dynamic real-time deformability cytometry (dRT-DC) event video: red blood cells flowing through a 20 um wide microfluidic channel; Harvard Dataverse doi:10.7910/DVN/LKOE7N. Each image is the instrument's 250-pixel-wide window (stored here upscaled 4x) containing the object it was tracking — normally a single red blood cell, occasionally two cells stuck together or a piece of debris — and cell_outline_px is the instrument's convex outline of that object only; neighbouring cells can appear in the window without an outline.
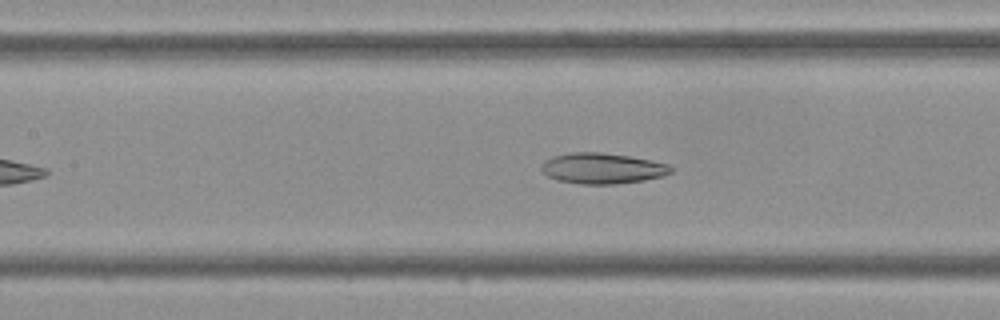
{"species": "Egyptian fruit bat (a non-hibernating species)", "species_latin": "Rousettus aegyptiacus", "temperature_condition": "cold", "stored_images_in_passage": 35, "camera_frame_rate_fps": 3000, "um_per_image_px": 0.085, "frame": {"image": 1, "passage_image": 13, "time_ms": 4.0, "image_size_px": [1000, 320], "cell_outline_px": [[672, 172], [664, 176], [644, 180], [616, 184], [580, 184], [556, 180], [548, 176], [540, 168], [540, 164], [544, 160], [552, 156], [572, 152], [600, 152], [628, 156], [652, 160], [668, 164], [672, 168]], "centroid_in_image_um": [51.18, 14.31], "position_along_channel_um": 156.2, "area_um2": 23.35}}
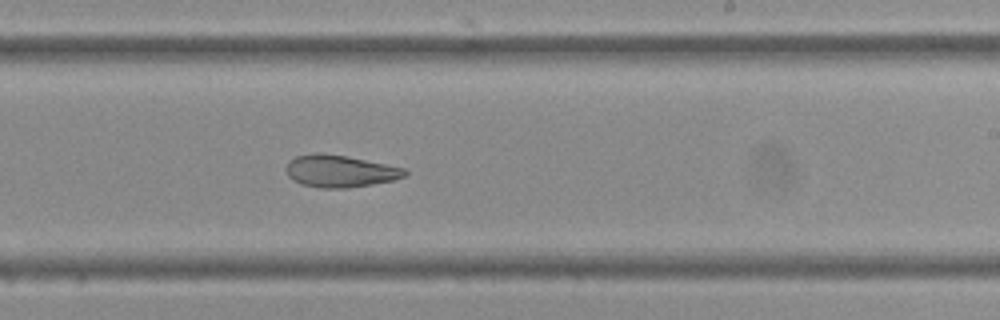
{"frame": {"image": 2, "passage_image": 20, "time_ms": 6.333, "image_size_px": [1000, 320], "cell_outline_px": [[408, 172], [404, 176], [392, 180], [372, 184], [344, 188], [320, 188], [300, 184], [292, 180], [288, 176], [284, 168], [288, 160], [296, 156], [316, 152], [344, 156], [404, 168]], "centroid_in_image_um": [28.8, 14.55], "position_along_channel_um": 260.2, "area_um2": 22.08}}
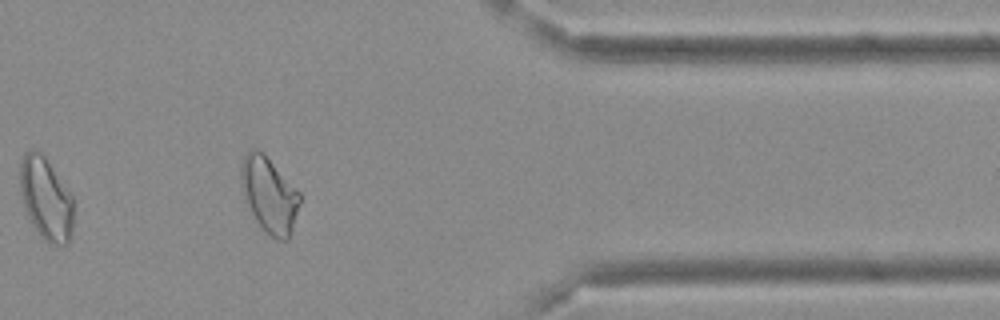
{"frame": {"image": 3, "passage_image": 30, "time_ms": 9.667, "image_size_px": [1000, 320], "cell_outline_px": [[300, 204], [288, 240], [276, 240], [256, 220], [244, 200], [240, 180], [240, 164], [244, 156], [252, 148], [256, 148], [264, 152], [300, 192]], "centroid_in_image_um": [22.87, 16.51], "position_along_channel_um": 388.5, "area_um2": 25.89}}